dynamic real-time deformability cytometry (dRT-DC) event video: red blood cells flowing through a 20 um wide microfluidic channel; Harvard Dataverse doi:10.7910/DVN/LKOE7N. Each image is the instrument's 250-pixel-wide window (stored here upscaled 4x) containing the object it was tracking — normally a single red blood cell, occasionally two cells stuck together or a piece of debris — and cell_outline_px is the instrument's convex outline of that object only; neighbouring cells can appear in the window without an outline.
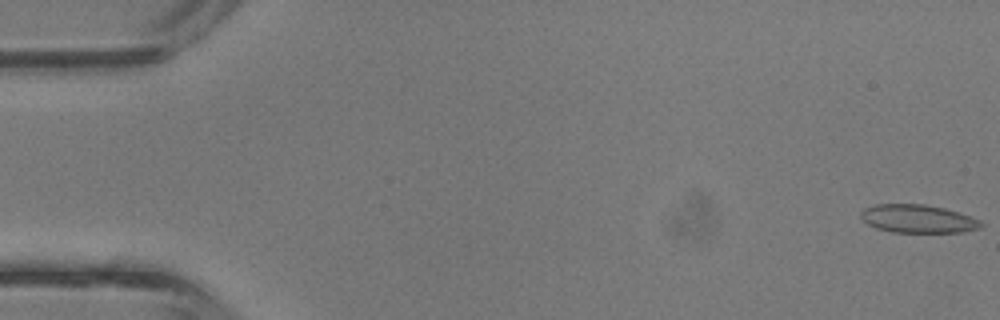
{"species": "common noctule bat (a hibernating species)", "species_latin": "Nyctalus noctula", "temperature_condition": "room temperature", "stored_images_in_passage": 43, "camera_frame_rate_fps": 3000, "um_per_image_px": 0.085, "animal": {"sex": "male", "body_mass_g": 13.3}, "frame": {"image": 1, "passage_image": 1, "time_ms": 0.0, "image_size_px": [1000, 320], "cell_outline_px": [[984, 224], [980, 228], [960, 232], [892, 232], [876, 228], [868, 224], [860, 216], [860, 212], [864, 208], [876, 204], [924, 204], [944, 208], [980, 220]], "centroid_in_image_um": [77.99, 18.59], "position_along_channel_um": 7.0, "area_um2": 19.59}}
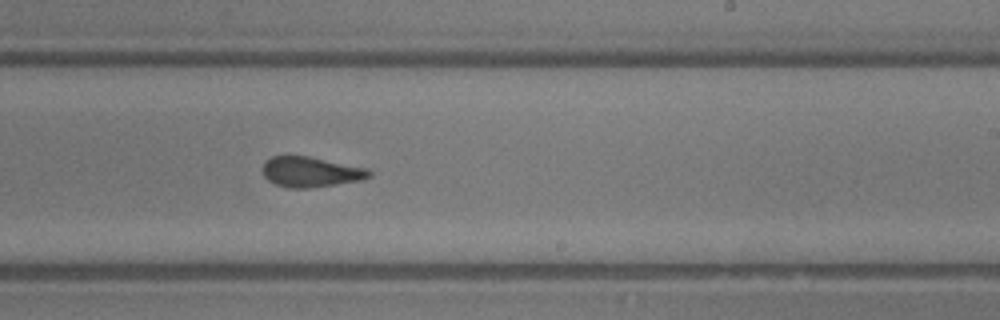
{"frame": {"image": 2, "passage_image": 26, "time_ms": 8.333, "image_size_px": [1000, 320], "cell_outline_px": [[372, 176], [364, 180], [308, 188], [288, 188], [276, 184], [268, 180], [264, 176], [264, 164], [272, 156], [308, 156], [368, 168], [372, 172]], "centroid_in_image_um": [26.47, 14.62], "position_along_channel_um": 262.5, "area_um2": 18.73}}
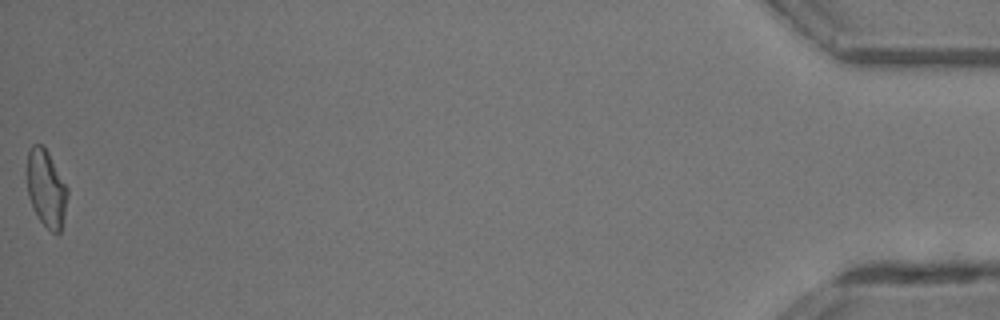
{"frame": {"image": 3, "passage_image": 43, "time_ms": 14.0, "image_size_px": [1000, 320], "cell_outline_px": [[68, 192], [64, 216], [60, 232], [56, 236], [40, 220], [32, 208], [28, 196], [28, 152], [32, 144], [44, 144], [68, 188]], "centroid_in_image_um": [3.94, 16.02], "position_along_channel_um": 431.3, "area_um2": 18.15}, "authors_computed_cell_mechanics": {"area_um2": 19.5364, "velocity_mm_per_s": 4.8293, "shape_relaxation_time_tau1_ms": 4.8976, "shape_relaxation_time_tau2_ms": 1.7253, "deformation_change_tau1": 0.1146, "deformation_change_tau2": 0.0564}}